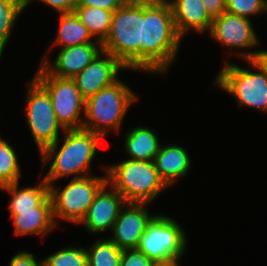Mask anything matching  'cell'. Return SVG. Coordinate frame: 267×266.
Segmentation results:
<instances>
[{"instance_id":"cell-10","label":"cell","mask_w":267,"mask_h":266,"mask_svg":"<svg viewBox=\"0 0 267 266\" xmlns=\"http://www.w3.org/2000/svg\"><path fill=\"white\" fill-rule=\"evenodd\" d=\"M38 67L34 78L49 93L58 122L65 130L82 129L86 100L82 97L75 81L49 75L40 65Z\"/></svg>"},{"instance_id":"cell-22","label":"cell","mask_w":267,"mask_h":266,"mask_svg":"<svg viewBox=\"0 0 267 266\" xmlns=\"http://www.w3.org/2000/svg\"><path fill=\"white\" fill-rule=\"evenodd\" d=\"M74 12L96 40H105L110 32L114 12L87 6H76Z\"/></svg>"},{"instance_id":"cell-30","label":"cell","mask_w":267,"mask_h":266,"mask_svg":"<svg viewBox=\"0 0 267 266\" xmlns=\"http://www.w3.org/2000/svg\"><path fill=\"white\" fill-rule=\"evenodd\" d=\"M27 7L30 6L29 4L32 3L34 0H26ZM37 1V0H36ZM41 3L47 4L52 10H56L58 13H69L74 12V9L77 5V0H38Z\"/></svg>"},{"instance_id":"cell-29","label":"cell","mask_w":267,"mask_h":266,"mask_svg":"<svg viewBox=\"0 0 267 266\" xmlns=\"http://www.w3.org/2000/svg\"><path fill=\"white\" fill-rule=\"evenodd\" d=\"M127 0H77L76 6H87L115 12Z\"/></svg>"},{"instance_id":"cell-26","label":"cell","mask_w":267,"mask_h":266,"mask_svg":"<svg viewBox=\"0 0 267 266\" xmlns=\"http://www.w3.org/2000/svg\"><path fill=\"white\" fill-rule=\"evenodd\" d=\"M27 8H1L0 9V60L12 36L14 25L19 15Z\"/></svg>"},{"instance_id":"cell-12","label":"cell","mask_w":267,"mask_h":266,"mask_svg":"<svg viewBox=\"0 0 267 266\" xmlns=\"http://www.w3.org/2000/svg\"><path fill=\"white\" fill-rule=\"evenodd\" d=\"M50 48L44 53L40 66L52 76L72 79L103 52L102 42L79 44L59 49L53 62L49 60Z\"/></svg>"},{"instance_id":"cell-36","label":"cell","mask_w":267,"mask_h":266,"mask_svg":"<svg viewBox=\"0 0 267 266\" xmlns=\"http://www.w3.org/2000/svg\"><path fill=\"white\" fill-rule=\"evenodd\" d=\"M264 12L267 13V0H264Z\"/></svg>"},{"instance_id":"cell-14","label":"cell","mask_w":267,"mask_h":266,"mask_svg":"<svg viewBox=\"0 0 267 266\" xmlns=\"http://www.w3.org/2000/svg\"><path fill=\"white\" fill-rule=\"evenodd\" d=\"M123 69L128 71L118 59L103 51L72 79L82 97L87 100L104 87L117 81L119 71Z\"/></svg>"},{"instance_id":"cell-27","label":"cell","mask_w":267,"mask_h":266,"mask_svg":"<svg viewBox=\"0 0 267 266\" xmlns=\"http://www.w3.org/2000/svg\"><path fill=\"white\" fill-rule=\"evenodd\" d=\"M226 12L251 19L264 14V0H226Z\"/></svg>"},{"instance_id":"cell-7","label":"cell","mask_w":267,"mask_h":266,"mask_svg":"<svg viewBox=\"0 0 267 266\" xmlns=\"http://www.w3.org/2000/svg\"><path fill=\"white\" fill-rule=\"evenodd\" d=\"M173 217L154 214L147 222L137 250L157 265L180 266L188 246L186 231Z\"/></svg>"},{"instance_id":"cell-33","label":"cell","mask_w":267,"mask_h":266,"mask_svg":"<svg viewBox=\"0 0 267 266\" xmlns=\"http://www.w3.org/2000/svg\"><path fill=\"white\" fill-rule=\"evenodd\" d=\"M1 8H27L26 0H0Z\"/></svg>"},{"instance_id":"cell-25","label":"cell","mask_w":267,"mask_h":266,"mask_svg":"<svg viewBox=\"0 0 267 266\" xmlns=\"http://www.w3.org/2000/svg\"><path fill=\"white\" fill-rule=\"evenodd\" d=\"M43 266H88L86 248L67 246L43 258Z\"/></svg>"},{"instance_id":"cell-16","label":"cell","mask_w":267,"mask_h":266,"mask_svg":"<svg viewBox=\"0 0 267 266\" xmlns=\"http://www.w3.org/2000/svg\"><path fill=\"white\" fill-rule=\"evenodd\" d=\"M169 4L176 30L182 39L188 32H209L213 18L207 13L202 0H172Z\"/></svg>"},{"instance_id":"cell-6","label":"cell","mask_w":267,"mask_h":266,"mask_svg":"<svg viewBox=\"0 0 267 266\" xmlns=\"http://www.w3.org/2000/svg\"><path fill=\"white\" fill-rule=\"evenodd\" d=\"M225 60L214 86L236 98L238 107L258 109L267 114V71L257 60H245L254 71Z\"/></svg>"},{"instance_id":"cell-31","label":"cell","mask_w":267,"mask_h":266,"mask_svg":"<svg viewBox=\"0 0 267 266\" xmlns=\"http://www.w3.org/2000/svg\"><path fill=\"white\" fill-rule=\"evenodd\" d=\"M9 266H43V260L37 261L33 253L28 251H18L10 259Z\"/></svg>"},{"instance_id":"cell-2","label":"cell","mask_w":267,"mask_h":266,"mask_svg":"<svg viewBox=\"0 0 267 266\" xmlns=\"http://www.w3.org/2000/svg\"><path fill=\"white\" fill-rule=\"evenodd\" d=\"M63 135V143L59 138L39 154L43 167L50 164L42 177L49 185L64 177L91 176L92 162L103 139L100 134L83 128L65 130Z\"/></svg>"},{"instance_id":"cell-9","label":"cell","mask_w":267,"mask_h":266,"mask_svg":"<svg viewBox=\"0 0 267 266\" xmlns=\"http://www.w3.org/2000/svg\"><path fill=\"white\" fill-rule=\"evenodd\" d=\"M27 83L25 119L39 154L55 143L65 129L58 122L47 90L33 77Z\"/></svg>"},{"instance_id":"cell-18","label":"cell","mask_w":267,"mask_h":266,"mask_svg":"<svg viewBox=\"0 0 267 266\" xmlns=\"http://www.w3.org/2000/svg\"><path fill=\"white\" fill-rule=\"evenodd\" d=\"M165 144H161L153 163L160 178L169 187L187 175L192 161L189 152L178 143Z\"/></svg>"},{"instance_id":"cell-35","label":"cell","mask_w":267,"mask_h":266,"mask_svg":"<svg viewBox=\"0 0 267 266\" xmlns=\"http://www.w3.org/2000/svg\"><path fill=\"white\" fill-rule=\"evenodd\" d=\"M150 2L170 3L172 0H149Z\"/></svg>"},{"instance_id":"cell-13","label":"cell","mask_w":267,"mask_h":266,"mask_svg":"<svg viewBox=\"0 0 267 266\" xmlns=\"http://www.w3.org/2000/svg\"><path fill=\"white\" fill-rule=\"evenodd\" d=\"M148 203H125L108 238L120 249H136L153 214Z\"/></svg>"},{"instance_id":"cell-8","label":"cell","mask_w":267,"mask_h":266,"mask_svg":"<svg viewBox=\"0 0 267 266\" xmlns=\"http://www.w3.org/2000/svg\"><path fill=\"white\" fill-rule=\"evenodd\" d=\"M107 183V174L101 176H84L71 178L61 189L59 186L49 185V195L52 201L53 216L57 220L67 223L81 224L87 215L96 194Z\"/></svg>"},{"instance_id":"cell-24","label":"cell","mask_w":267,"mask_h":266,"mask_svg":"<svg viewBox=\"0 0 267 266\" xmlns=\"http://www.w3.org/2000/svg\"><path fill=\"white\" fill-rule=\"evenodd\" d=\"M15 150L0 136V187L20 181L22 171Z\"/></svg>"},{"instance_id":"cell-21","label":"cell","mask_w":267,"mask_h":266,"mask_svg":"<svg viewBox=\"0 0 267 266\" xmlns=\"http://www.w3.org/2000/svg\"><path fill=\"white\" fill-rule=\"evenodd\" d=\"M59 27L52 47L66 48L95 42L88 28L79 20L75 12L59 13Z\"/></svg>"},{"instance_id":"cell-3","label":"cell","mask_w":267,"mask_h":266,"mask_svg":"<svg viewBox=\"0 0 267 266\" xmlns=\"http://www.w3.org/2000/svg\"><path fill=\"white\" fill-rule=\"evenodd\" d=\"M142 0H127L112 16L103 51L118 59L129 71H141Z\"/></svg>"},{"instance_id":"cell-5","label":"cell","mask_w":267,"mask_h":266,"mask_svg":"<svg viewBox=\"0 0 267 266\" xmlns=\"http://www.w3.org/2000/svg\"><path fill=\"white\" fill-rule=\"evenodd\" d=\"M137 99L136 93L119 78L86 100L83 129L103 138L110 130L118 133L126 113Z\"/></svg>"},{"instance_id":"cell-23","label":"cell","mask_w":267,"mask_h":266,"mask_svg":"<svg viewBox=\"0 0 267 266\" xmlns=\"http://www.w3.org/2000/svg\"><path fill=\"white\" fill-rule=\"evenodd\" d=\"M100 238L92 244L90 249H86L88 266H120L122 249L118 248L108 237Z\"/></svg>"},{"instance_id":"cell-1","label":"cell","mask_w":267,"mask_h":266,"mask_svg":"<svg viewBox=\"0 0 267 266\" xmlns=\"http://www.w3.org/2000/svg\"><path fill=\"white\" fill-rule=\"evenodd\" d=\"M181 41L170 4L142 0L141 71L151 75L167 73Z\"/></svg>"},{"instance_id":"cell-4","label":"cell","mask_w":267,"mask_h":266,"mask_svg":"<svg viewBox=\"0 0 267 266\" xmlns=\"http://www.w3.org/2000/svg\"><path fill=\"white\" fill-rule=\"evenodd\" d=\"M109 183L127 203H152L169 188L160 178L153 161L124 159L103 165Z\"/></svg>"},{"instance_id":"cell-28","label":"cell","mask_w":267,"mask_h":266,"mask_svg":"<svg viewBox=\"0 0 267 266\" xmlns=\"http://www.w3.org/2000/svg\"><path fill=\"white\" fill-rule=\"evenodd\" d=\"M120 266H158L144 253L137 249H123L120 259Z\"/></svg>"},{"instance_id":"cell-34","label":"cell","mask_w":267,"mask_h":266,"mask_svg":"<svg viewBox=\"0 0 267 266\" xmlns=\"http://www.w3.org/2000/svg\"><path fill=\"white\" fill-rule=\"evenodd\" d=\"M256 60L267 71V50H259Z\"/></svg>"},{"instance_id":"cell-15","label":"cell","mask_w":267,"mask_h":266,"mask_svg":"<svg viewBox=\"0 0 267 266\" xmlns=\"http://www.w3.org/2000/svg\"><path fill=\"white\" fill-rule=\"evenodd\" d=\"M108 187V188H107ZM126 201L109 183H106L96 194L87 215L81 221L90 234L112 231L120 209Z\"/></svg>"},{"instance_id":"cell-11","label":"cell","mask_w":267,"mask_h":266,"mask_svg":"<svg viewBox=\"0 0 267 266\" xmlns=\"http://www.w3.org/2000/svg\"><path fill=\"white\" fill-rule=\"evenodd\" d=\"M252 22L251 19L225 11L222 15L213 18L208 36L229 48L230 53H234L232 49L236 50L235 54L239 56L238 58L244 61L256 60L259 50L250 51V49H256V46L259 48L261 41ZM238 50L241 51L237 52Z\"/></svg>"},{"instance_id":"cell-17","label":"cell","mask_w":267,"mask_h":266,"mask_svg":"<svg viewBox=\"0 0 267 266\" xmlns=\"http://www.w3.org/2000/svg\"><path fill=\"white\" fill-rule=\"evenodd\" d=\"M11 220L16 236L37 235L44 237L57 227L50 195L38 207L18 211V214L11 216Z\"/></svg>"},{"instance_id":"cell-32","label":"cell","mask_w":267,"mask_h":266,"mask_svg":"<svg viewBox=\"0 0 267 266\" xmlns=\"http://www.w3.org/2000/svg\"><path fill=\"white\" fill-rule=\"evenodd\" d=\"M207 13L212 17H218L226 11V0H202Z\"/></svg>"},{"instance_id":"cell-20","label":"cell","mask_w":267,"mask_h":266,"mask_svg":"<svg viewBox=\"0 0 267 266\" xmlns=\"http://www.w3.org/2000/svg\"><path fill=\"white\" fill-rule=\"evenodd\" d=\"M10 194L8 211L11 216L18 214V211L31 210L38 207L49 196V184L42 178L37 185L19 188V182L0 187Z\"/></svg>"},{"instance_id":"cell-19","label":"cell","mask_w":267,"mask_h":266,"mask_svg":"<svg viewBox=\"0 0 267 266\" xmlns=\"http://www.w3.org/2000/svg\"><path fill=\"white\" fill-rule=\"evenodd\" d=\"M158 133L142 125L125 133L124 151L131 160L153 161L159 152L161 142Z\"/></svg>"}]
</instances>
